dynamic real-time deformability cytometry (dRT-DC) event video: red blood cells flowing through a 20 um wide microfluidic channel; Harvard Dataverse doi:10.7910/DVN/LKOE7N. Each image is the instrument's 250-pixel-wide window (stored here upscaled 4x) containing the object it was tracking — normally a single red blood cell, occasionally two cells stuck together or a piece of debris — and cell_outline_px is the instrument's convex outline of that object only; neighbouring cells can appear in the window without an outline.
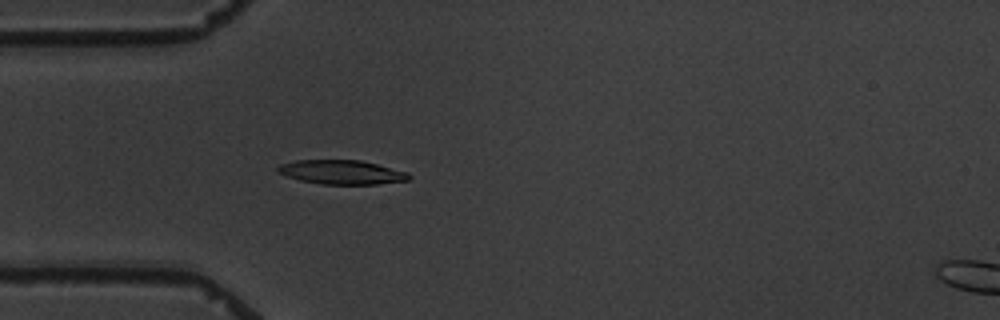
{"species": "common noctule bat (a hibernating species)", "species_latin": "Nyctalus noctula", "temperature_condition": "warm", "stored_images_in_passage": 2, "segment_of_instrument_passage": [1, 2], "camera_frame_rate_fps": 3000, "um_per_image_px": 0.085, "animal": {"sex": "male", "body_mass_g": 19.5, "forearm_length_mm": 54.6}, "frame": {"image": 1, "passage_image": 1, "time_ms": 0.0, "image_size_px": [1000, 320], "cell_outline_px": [[412, 176], [408, 180], [380, 184], [320, 184], [300, 180], [276, 172], [276, 168], [280, 164], [296, 160], [360, 160], [408, 172]], "centroid_in_image_um": [29.04, 14.63], "position_along_channel_um": 56.0, "area_um2": 18.44}}